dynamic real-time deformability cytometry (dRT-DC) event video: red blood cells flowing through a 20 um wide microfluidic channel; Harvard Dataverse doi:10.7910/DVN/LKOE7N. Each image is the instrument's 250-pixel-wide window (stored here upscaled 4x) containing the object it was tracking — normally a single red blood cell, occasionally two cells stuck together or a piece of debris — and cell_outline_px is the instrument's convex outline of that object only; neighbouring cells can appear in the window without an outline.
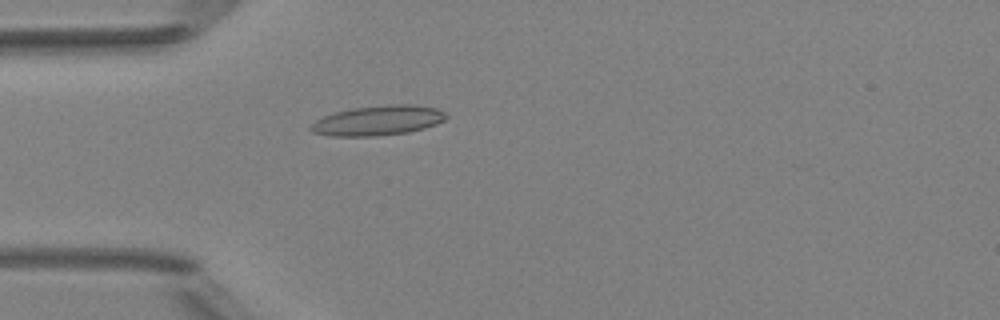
{"species": "Egyptian fruit bat (a non-hibernating species)", "species_latin": "Rousettus aegyptiacus", "temperature_condition": "room temperature", "stored_images_in_passage": 4, "camera_frame_rate_fps": 3000, "um_per_image_px": 0.085, "animal": {"sex": "female"}, "frame": {"image": 1, "passage_image": 4, "time_ms": 4.333, "image_size_px": [1000, 320], "cell_outline_px": [[448, 116], [444, 120], [436, 124], [424, 128], [408, 132], [376, 136], [332, 136], [312, 132], [308, 128], [316, 120], [324, 116], [336, 112], [352, 108], [392, 104], [412, 104], [436, 108], [444, 112]], "centroid_in_image_um": [32.13, 10.24], "position_along_channel_um": 52.9, "area_um2": 23.47}}